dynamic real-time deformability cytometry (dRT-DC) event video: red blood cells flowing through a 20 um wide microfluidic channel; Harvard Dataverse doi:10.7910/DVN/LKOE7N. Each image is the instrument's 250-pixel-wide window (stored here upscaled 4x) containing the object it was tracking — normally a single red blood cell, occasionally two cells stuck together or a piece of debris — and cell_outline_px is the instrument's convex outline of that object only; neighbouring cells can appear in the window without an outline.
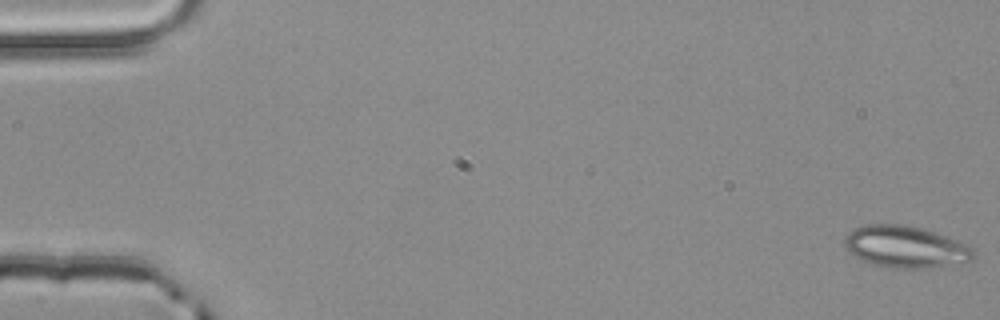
{"species": "common noctule bat (a hibernating species)", "species_latin": "Nyctalus noctula", "temperature_condition": "room temperature", "stored_images_in_passage": 4, "camera_frame_rate_fps": 3000, "um_per_image_px": 0.085, "animal": {"sex": "male", "body_mass_g": 20.4}, "frame": {"image": 1, "passage_image": 1, "time_ms": 0.0, "image_size_px": [1000, 320], "cell_outline_px": [[976, 252], [972, 260], [964, 264], [916, 268], [892, 268], [872, 264], [860, 260], [852, 256], [848, 252], [844, 244], [844, 240], [848, 232], [864, 224], [900, 224], [920, 228], [968, 244]], "centroid_in_image_um": [76.96, 21.0], "position_along_channel_um": 8.0, "area_um2": 31.56}}